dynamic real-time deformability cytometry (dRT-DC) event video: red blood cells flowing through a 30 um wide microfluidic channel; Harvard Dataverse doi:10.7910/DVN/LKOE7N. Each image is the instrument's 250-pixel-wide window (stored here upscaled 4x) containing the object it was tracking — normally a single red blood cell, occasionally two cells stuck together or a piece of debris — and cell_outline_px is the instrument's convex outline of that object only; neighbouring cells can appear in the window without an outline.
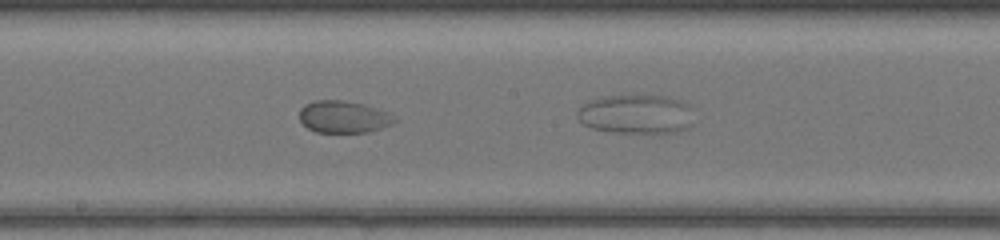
{"species": "common noctule bat (a hibernating species)", "species_latin": "Nyctalus noctula", "temperature_condition": "warm", "stored_images_in_passage": 40, "camera_frame_rate_fps": 3000, "um_per_image_px": 0.085, "animal": {"sex": "female", "body_mass_g": 17.0, "forearm_length_mm": 48.0}, "frame": {"image": 1, "passage_image": 28, "time_ms": 9.0, "image_size_px": [1000, 240], "cell_outline_px": [[396, 120], [392, 124], [368, 132], [316, 132], [308, 128], [300, 120], [300, 108], [304, 104], [316, 100], [344, 100], [364, 104], [388, 112]], "centroid_in_image_um": [29.18, 9.92], "position_along_channel_um": 219.0, "area_um2": 17.69}}
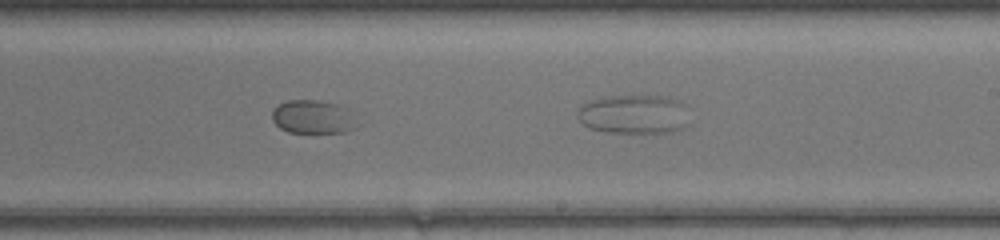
{"frame": {"image": 2, "passage_image": 31, "time_ms": 10.0, "image_size_px": [1000, 240], "cell_outline_px": [[352, 128], [344, 132], [288, 132], [280, 128], [272, 120], [272, 108], [288, 100], [316, 100], [336, 104], [340, 108]], "centroid_in_image_um": [26.34, 9.93], "position_along_channel_um": 262.7, "area_um2": 15.32}}
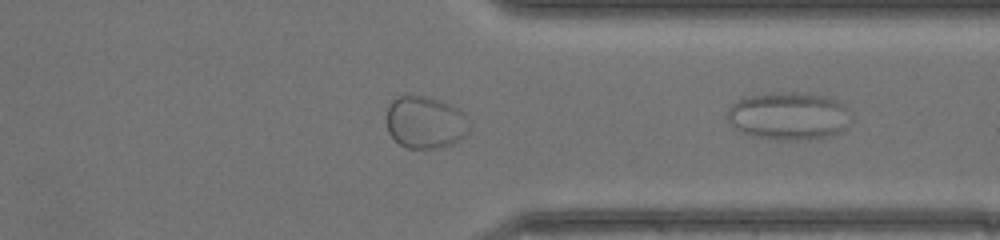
{"frame": {"image": 3, "passage_image": 39, "time_ms": 12.667, "image_size_px": [1000, 240], "cell_outline_px": [[468, 132], [456, 140], [440, 148], [408, 148], [400, 144], [388, 132], [388, 108], [392, 100], [396, 96], [424, 96], [440, 100], [456, 108], [460, 112], [468, 128]], "centroid_in_image_um": [36.08, 10.39], "position_along_channel_um": 375.3, "area_um2": 24.33}}